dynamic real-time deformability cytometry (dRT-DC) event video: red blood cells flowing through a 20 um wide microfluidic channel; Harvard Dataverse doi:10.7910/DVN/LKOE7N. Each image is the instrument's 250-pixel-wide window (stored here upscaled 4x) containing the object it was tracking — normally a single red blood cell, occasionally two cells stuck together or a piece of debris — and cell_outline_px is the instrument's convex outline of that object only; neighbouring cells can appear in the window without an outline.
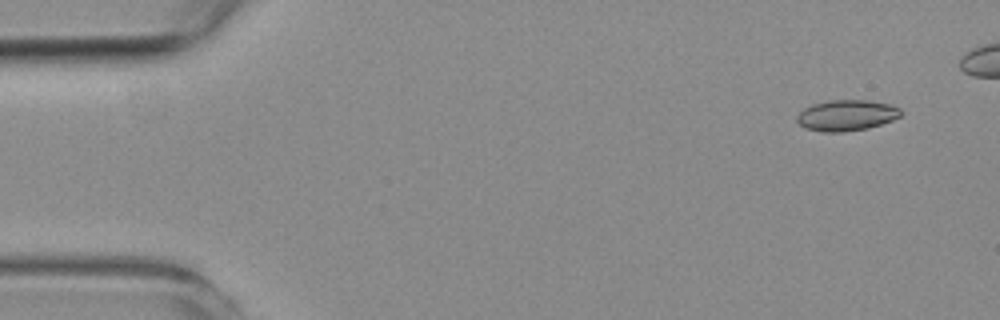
{"species": "common noctule bat (a hibernating species)", "species_latin": "Nyctalus noctula", "temperature_condition": "room temperature", "stored_images_in_passage": 45, "camera_frame_rate_fps": 3000, "um_per_image_px": 0.085, "animal": {"sex": "female", "body_mass_g": 19.3, "forearm_length_mm": 54.1}, "frame": {"image": 1, "passage_image": 1, "time_ms": 0.0, "image_size_px": [1000, 320], "cell_outline_px": [[904, 112], [900, 116], [892, 120], [868, 128], [844, 132], [824, 132], [804, 128], [796, 120], [796, 116], [804, 108], [812, 104], [828, 100], [868, 100], [892, 104], [900, 108]], "centroid_in_image_um": [71.97, 9.8], "position_along_channel_um": 13.0, "area_um2": 18.9}}
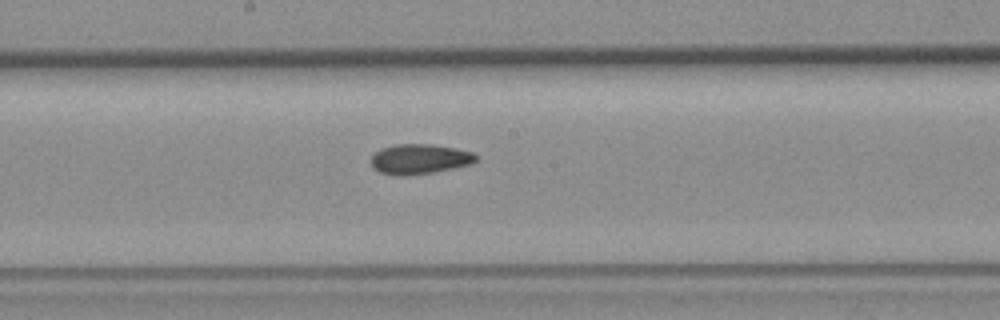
{"frame": {"image": 2, "passage_image": 26, "time_ms": 8.333, "image_size_px": [1000, 320], "cell_outline_px": [[476, 160], [472, 164], [436, 172], [404, 176], [396, 176], [380, 172], [372, 168], [372, 156], [376, 152], [384, 148], [396, 144], [428, 144], [456, 148], [472, 152], [476, 156]], "centroid_in_image_um": [35.67, 13.53], "position_along_channel_um": 212.5, "area_um2": 18.32}}
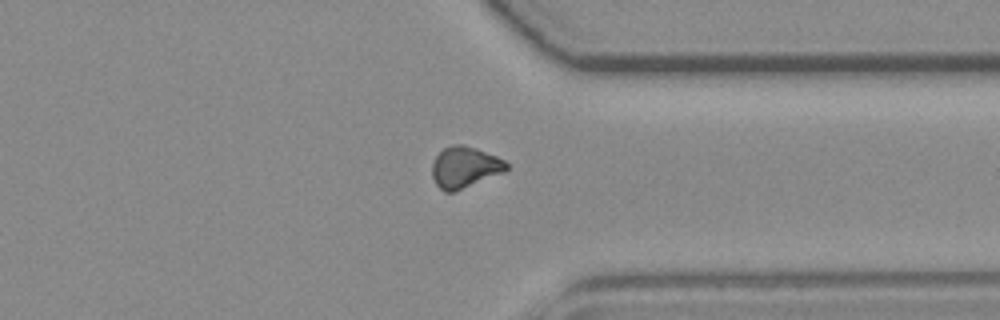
{"frame": {"image": 3, "passage_image": 39, "time_ms": 12.667, "image_size_px": [1000, 320], "cell_outline_px": [[508, 168], [504, 172], [452, 192], [444, 192], [436, 184], [432, 176], [432, 164], [436, 156], [444, 148], [452, 144], [464, 144], [476, 148], [496, 156], [504, 160], [508, 164]], "centroid_in_image_um": [39.49, 14.2], "position_along_channel_um": 371.9, "area_um2": 17.69}}